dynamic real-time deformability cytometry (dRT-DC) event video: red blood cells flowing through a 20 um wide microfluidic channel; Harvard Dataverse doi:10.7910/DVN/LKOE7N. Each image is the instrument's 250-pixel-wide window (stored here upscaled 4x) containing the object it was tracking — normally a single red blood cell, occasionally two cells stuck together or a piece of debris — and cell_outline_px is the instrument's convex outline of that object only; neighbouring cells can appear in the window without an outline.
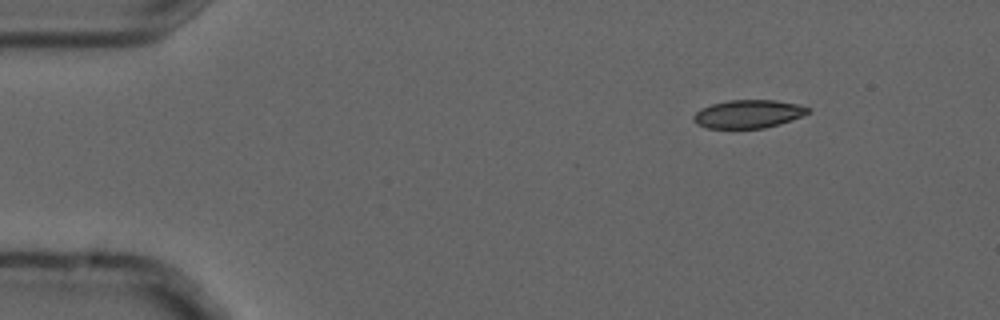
{"species": "common noctule bat (a hibernating species)", "species_latin": "Nyctalus noctula", "temperature_condition": "cold", "stored_images_in_passage": 7, "camera_frame_rate_fps": 3000, "um_per_image_px": 0.085, "animal": {"sex": "male", "forearm_length_mm": 52.5}, "frame": {"image": 1, "passage_image": 1, "time_ms": 0.0, "image_size_px": [1000, 320], "cell_outline_px": [[812, 112], [780, 124], [764, 128], [708, 128], [696, 124], [692, 120], [692, 116], [700, 108], [712, 104], [728, 100], [776, 100], [796, 104], [812, 108]], "centroid_in_image_um": [63.6, 9.68], "position_along_channel_um": 21.4, "area_um2": 18.96}}
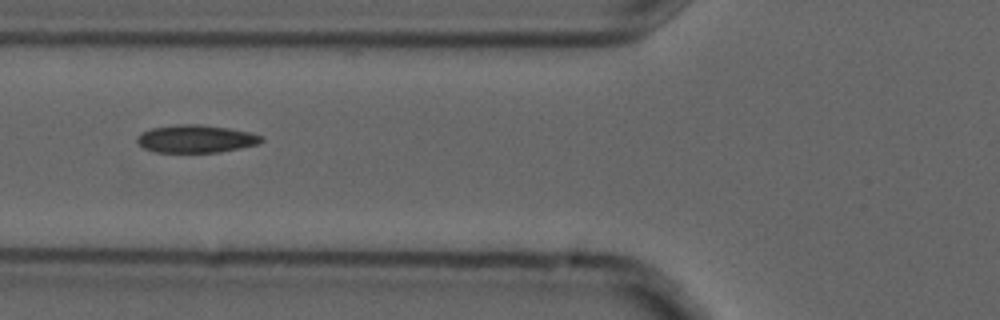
{"frame": {"image": 2, "passage_image": 5, "time_ms": 1.333, "image_size_px": [1000, 320], "cell_outline_px": [[264, 140], [260, 144], [220, 152], [156, 152], [144, 148], [136, 140], [136, 136], [140, 132], [152, 128], [176, 124], [200, 124], [228, 128], [252, 132], [264, 136]], "centroid_in_image_um": [16.68, 11.79], "position_along_channel_um": 109.1, "area_um2": 20.35}}
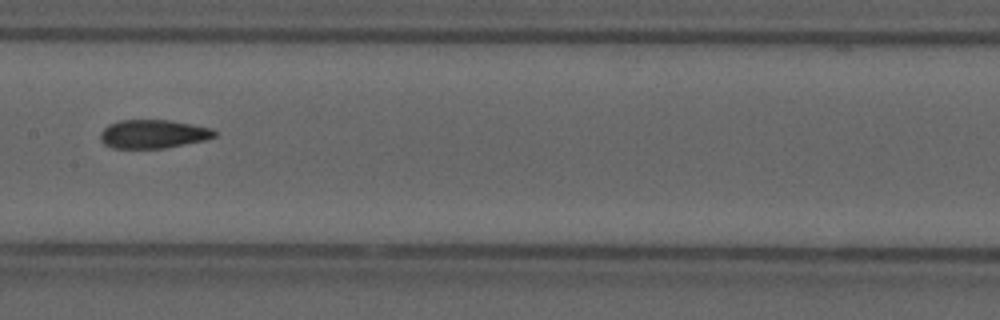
{"frame": {"image": 3, "passage_image": 7, "time_ms": 2.0, "image_size_px": [1000, 320], "cell_outline_px": [[216, 136], [204, 140], [164, 148], [112, 148], [104, 144], [100, 140], [100, 132], [108, 124], [120, 120], [168, 120], [192, 124], [212, 128], [216, 132]], "centroid_in_image_um": [12.99, 11.39], "position_along_channel_um": 194.4, "area_um2": 19.02}}